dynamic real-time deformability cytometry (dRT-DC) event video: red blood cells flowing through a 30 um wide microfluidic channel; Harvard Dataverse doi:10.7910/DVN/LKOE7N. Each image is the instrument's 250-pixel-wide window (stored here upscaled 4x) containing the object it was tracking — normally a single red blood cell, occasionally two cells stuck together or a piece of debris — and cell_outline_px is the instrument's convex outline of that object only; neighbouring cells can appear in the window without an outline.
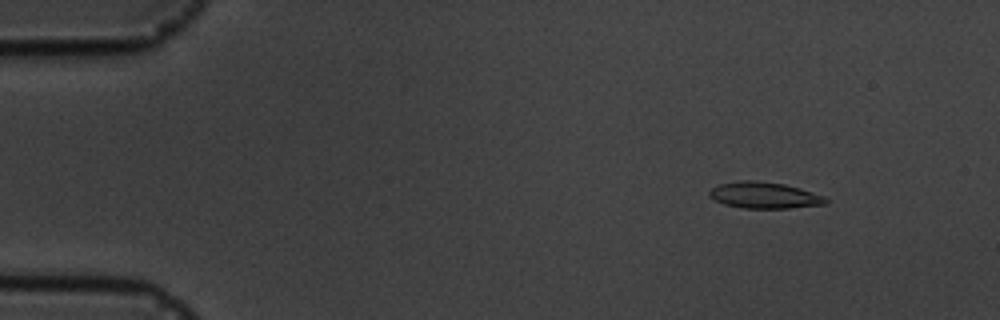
{"species": "common noctule bat (a hibernating species)", "species_latin": "Nyctalus noctula", "temperature_condition": "cold", "stored_images_in_passage": 16, "camera_frame_rate_fps": 3000, "um_per_image_px": 0.085, "animal": {"sex": "male", "body_mass_g": 19.5, "forearm_length_mm": 54.6}, "frame": {"image": 1, "passage_image": 2, "time_ms": 1.0, "image_size_px": [1000, 320], "cell_outline_px": [[828, 204], [788, 208], [744, 208], [724, 204], [708, 196], [708, 192], [712, 188], [720, 184], [740, 180], [756, 180], [784, 184], [800, 188], [824, 196], [828, 200]], "centroid_in_image_um": [64.97, 16.59], "position_along_channel_um": 20.0, "area_um2": 17.86}}
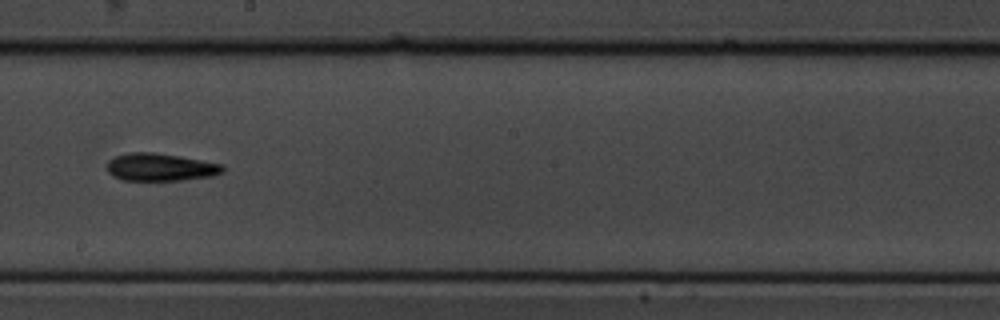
{"frame": {"image": 2, "passage_image": 9, "time_ms": 9.333, "image_size_px": [1000, 320], "cell_outline_px": [[224, 172], [212, 176], [184, 180], [124, 180], [112, 176], [108, 172], [108, 160], [116, 156], [128, 152], [152, 152], [180, 156], [224, 164]], "centroid_in_image_um": [13.66, 14.2], "position_along_channel_um": 234.5, "area_um2": 18.73}}
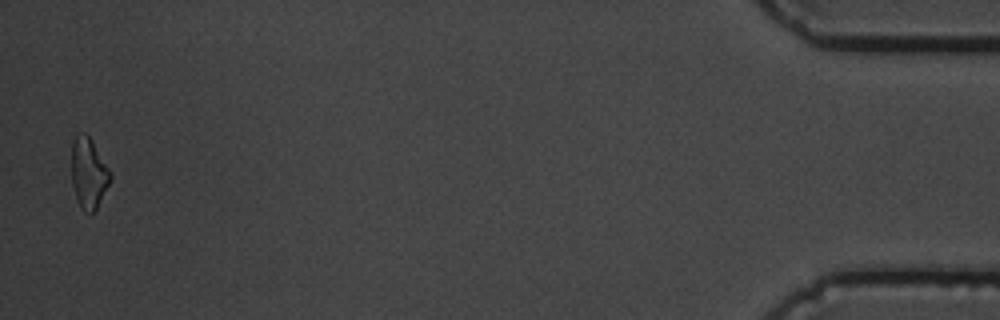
{"frame": {"image": 3, "passage_image": 16, "time_ms": 17.0, "image_size_px": [1000, 320], "cell_outline_px": [[112, 180], [96, 208], [88, 216], [80, 208], [76, 200], [72, 184], [72, 140], [76, 132], [84, 132], [92, 140], [112, 172]], "centroid_in_image_um": [7.54, 14.71], "position_along_channel_um": 427.7, "area_um2": 16.42}, "authors_computed_cell_mechanics": {"area_um2": 17.6579, "velocity_mm_per_s": 3.6552, "shape_relaxation_time_tau1_ms": 4.0291, "shape_relaxation_time_tau2_ms": 9.4707, "deformation_change_tau1": 0.123, "deformation_change_tau2": 0.2334}}